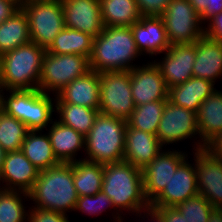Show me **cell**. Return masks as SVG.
<instances>
[{"label": "cell", "instance_id": "obj_1", "mask_svg": "<svg viewBox=\"0 0 222 222\" xmlns=\"http://www.w3.org/2000/svg\"><path fill=\"white\" fill-rule=\"evenodd\" d=\"M143 55L137 49L131 27H105L93 39L89 58L90 70L98 73L106 71H131L135 60Z\"/></svg>", "mask_w": 222, "mask_h": 222}, {"label": "cell", "instance_id": "obj_2", "mask_svg": "<svg viewBox=\"0 0 222 222\" xmlns=\"http://www.w3.org/2000/svg\"><path fill=\"white\" fill-rule=\"evenodd\" d=\"M102 191L124 218L150 205L144 193L142 170L124 160L103 165Z\"/></svg>", "mask_w": 222, "mask_h": 222}, {"label": "cell", "instance_id": "obj_3", "mask_svg": "<svg viewBox=\"0 0 222 222\" xmlns=\"http://www.w3.org/2000/svg\"><path fill=\"white\" fill-rule=\"evenodd\" d=\"M32 207L68 215L74 211L78 194L73 181L72 163H60L39 171L38 178L28 192Z\"/></svg>", "mask_w": 222, "mask_h": 222}, {"label": "cell", "instance_id": "obj_4", "mask_svg": "<svg viewBox=\"0 0 222 222\" xmlns=\"http://www.w3.org/2000/svg\"><path fill=\"white\" fill-rule=\"evenodd\" d=\"M45 54V48L30 41L1 55L3 89H38Z\"/></svg>", "mask_w": 222, "mask_h": 222}, {"label": "cell", "instance_id": "obj_5", "mask_svg": "<svg viewBox=\"0 0 222 222\" xmlns=\"http://www.w3.org/2000/svg\"><path fill=\"white\" fill-rule=\"evenodd\" d=\"M126 127L125 119L99 113L85 136L82 159L103 165L123 161Z\"/></svg>", "mask_w": 222, "mask_h": 222}, {"label": "cell", "instance_id": "obj_6", "mask_svg": "<svg viewBox=\"0 0 222 222\" xmlns=\"http://www.w3.org/2000/svg\"><path fill=\"white\" fill-rule=\"evenodd\" d=\"M52 96L39 89L4 90L3 111L25 124L28 130L44 131L56 115L55 96Z\"/></svg>", "mask_w": 222, "mask_h": 222}, {"label": "cell", "instance_id": "obj_7", "mask_svg": "<svg viewBox=\"0 0 222 222\" xmlns=\"http://www.w3.org/2000/svg\"><path fill=\"white\" fill-rule=\"evenodd\" d=\"M90 71L89 58L79 54H52L46 51L38 89L54 96L74 79Z\"/></svg>", "mask_w": 222, "mask_h": 222}, {"label": "cell", "instance_id": "obj_8", "mask_svg": "<svg viewBox=\"0 0 222 222\" xmlns=\"http://www.w3.org/2000/svg\"><path fill=\"white\" fill-rule=\"evenodd\" d=\"M156 136L164 147L170 144L177 145L182 141L186 142V139L191 141L195 138L192 142V151L202 149L196 112L174 105L168 100Z\"/></svg>", "mask_w": 222, "mask_h": 222}, {"label": "cell", "instance_id": "obj_9", "mask_svg": "<svg viewBox=\"0 0 222 222\" xmlns=\"http://www.w3.org/2000/svg\"><path fill=\"white\" fill-rule=\"evenodd\" d=\"M99 112L127 120L135 108L130 71L100 73Z\"/></svg>", "mask_w": 222, "mask_h": 222}, {"label": "cell", "instance_id": "obj_10", "mask_svg": "<svg viewBox=\"0 0 222 222\" xmlns=\"http://www.w3.org/2000/svg\"><path fill=\"white\" fill-rule=\"evenodd\" d=\"M161 18L170 45L192 44L204 36V23L188 0H171Z\"/></svg>", "mask_w": 222, "mask_h": 222}, {"label": "cell", "instance_id": "obj_11", "mask_svg": "<svg viewBox=\"0 0 222 222\" xmlns=\"http://www.w3.org/2000/svg\"><path fill=\"white\" fill-rule=\"evenodd\" d=\"M21 8L28 19L31 41L47 49L65 28L61 0L32 2Z\"/></svg>", "mask_w": 222, "mask_h": 222}, {"label": "cell", "instance_id": "obj_12", "mask_svg": "<svg viewBox=\"0 0 222 222\" xmlns=\"http://www.w3.org/2000/svg\"><path fill=\"white\" fill-rule=\"evenodd\" d=\"M188 154L192 155L185 150L166 147L142 169L144 193L150 204L163 192L178 165Z\"/></svg>", "mask_w": 222, "mask_h": 222}, {"label": "cell", "instance_id": "obj_13", "mask_svg": "<svg viewBox=\"0 0 222 222\" xmlns=\"http://www.w3.org/2000/svg\"><path fill=\"white\" fill-rule=\"evenodd\" d=\"M163 58L153 62L160 69L168 88L186 82L193 77V65L196 59V42L192 44H174L162 53Z\"/></svg>", "mask_w": 222, "mask_h": 222}, {"label": "cell", "instance_id": "obj_14", "mask_svg": "<svg viewBox=\"0 0 222 222\" xmlns=\"http://www.w3.org/2000/svg\"><path fill=\"white\" fill-rule=\"evenodd\" d=\"M198 193L214 208L222 209V159L215 158L205 148L192 151Z\"/></svg>", "mask_w": 222, "mask_h": 222}, {"label": "cell", "instance_id": "obj_15", "mask_svg": "<svg viewBox=\"0 0 222 222\" xmlns=\"http://www.w3.org/2000/svg\"><path fill=\"white\" fill-rule=\"evenodd\" d=\"M152 61V62H151ZM140 66L137 64L130 71L131 93L134 105H142L152 101L168 100L167 87L160 69L151 60Z\"/></svg>", "mask_w": 222, "mask_h": 222}, {"label": "cell", "instance_id": "obj_16", "mask_svg": "<svg viewBox=\"0 0 222 222\" xmlns=\"http://www.w3.org/2000/svg\"><path fill=\"white\" fill-rule=\"evenodd\" d=\"M186 157L177 167L163 192L150 204L158 207H176L198 194L195 164ZM192 162V163H191Z\"/></svg>", "mask_w": 222, "mask_h": 222}, {"label": "cell", "instance_id": "obj_17", "mask_svg": "<svg viewBox=\"0 0 222 222\" xmlns=\"http://www.w3.org/2000/svg\"><path fill=\"white\" fill-rule=\"evenodd\" d=\"M65 27L97 37L105 28L100 0H61Z\"/></svg>", "mask_w": 222, "mask_h": 222}, {"label": "cell", "instance_id": "obj_18", "mask_svg": "<svg viewBox=\"0 0 222 222\" xmlns=\"http://www.w3.org/2000/svg\"><path fill=\"white\" fill-rule=\"evenodd\" d=\"M39 170L20 151L7 152L0 171V188L29 192L38 178Z\"/></svg>", "mask_w": 222, "mask_h": 222}, {"label": "cell", "instance_id": "obj_19", "mask_svg": "<svg viewBox=\"0 0 222 222\" xmlns=\"http://www.w3.org/2000/svg\"><path fill=\"white\" fill-rule=\"evenodd\" d=\"M137 49L143 56L162 55L169 47L165 24L161 17L142 16L131 26Z\"/></svg>", "mask_w": 222, "mask_h": 222}, {"label": "cell", "instance_id": "obj_20", "mask_svg": "<svg viewBox=\"0 0 222 222\" xmlns=\"http://www.w3.org/2000/svg\"><path fill=\"white\" fill-rule=\"evenodd\" d=\"M100 73L90 70L55 95V103H69L99 110Z\"/></svg>", "mask_w": 222, "mask_h": 222}, {"label": "cell", "instance_id": "obj_21", "mask_svg": "<svg viewBox=\"0 0 222 222\" xmlns=\"http://www.w3.org/2000/svg\"><path fill=\"white\" fill-rule=\"evenodd\" d=\"M164 148L156 135L126 127L124 161L142 170Z\"/></svg>", "mask_w": 222, "mask_h": 222}, {"label": "cell", "instance_id": "obj_22", "mask_svg": "<svg viewBox=\"0 0 222 222\" xmlns=\"http://www.w3.org/2000/svg\"><path fill=\"white\" fill-rule=\"evenodd\" d=\"M50 126L45 130L49 136L56 159L60 163H73L82 159L80 157L77 159V155L80 150L84 155L85 136L75 129L60 123L56 118Z\"/></svg>", "mask_w": 222, "mask_h": 222}, {"label": "cell", "instance_id": "obj_23", "mask_svg": "<svg viewBox=\"0 0 222 222\" xmlns=\"http://www.w3.org/2000/svg\"><path fill=\"white\" fill-rule=\"evenodd\" d=\"M192 72L194 77L207 79L216 84L222 78V44L205 36L198 39Z\"/></svg>", "mask_w": 222, "mask_h": 222}, {"label": "cell", "instance_id": "obj_24", "mask_svg": "<svg viewBox=\"0 0 222 222\" xmlns=\"http://www.w3.org/2000/svg\"><path fill=\"white\" fill-rule=\"evenodd\" d=\"M215 90L217 89L212 81L193 76L184 83L170 87L168 101L197 113L202 101Z\"/></svg>", "mask_w": 222, "mask_h": 222}, {"label": "cell", "instance_id": "obj_25", "mask_svg": "<svg viewBox=\"0 0 222 222\" xmlns=\"http://www.w3.org/2000/svg\"><path fill=\"white\" fill-rule=\"evenodd\" d=\"M197 125L202 149L218 133L222 132V91L215 90L199 105Z\"/></svg>", "mask_w": 222, "mask_h": 222}, {"label": "cell", "instance_id": "obj_26", "mask_svg": "<svg viewBox=\"0 0 222 222\" xmlns=\"http://www.w3.org/2000/svg\"><path fill=\"white\" fill-rule=\"evenodd\" d=\"M43 132V130H29L21 147V151L39 171L60 164L55 157L47 132Z\"/></svg>", "mask_w": 222, "mask_h": 222}, {"label": "cell", "instance_id": "obj_27", "mask_svg": "<svg viewBox=\"0 0 222 222\" xmlns=\"http://www.w3.org/2000/svg\"><path fill=\"white\" fill-rule=\"evenodd\" d=\"M31 41L28 19L20 7L0 23V56Z\"/></svg>", "mask_w": 222, "mask_h": 222}, {"label": "cell", "instance_id": "obj_28", "mask_svg": "<svg viewBox=\"0 0 222 222\" xmlns=\"http://www.w3.org/2000/svg\"><path fill=\"white\" fill-rule=\"evenodd\" d=\"M105 27H131L142 14L136 0H100Z\"/></svg>", "mask_w": 222, "mask_h": 222}, {"label": "cell", "instance_id": "obj_29", "mask_svg": "<svg viewBox=\"0 0 222 222\" xmlns=\"http://www.w3.org/2000/svg\"><path fill=\"white\" fill-rule=\"evenodd\" d=\"M93 39L90 34L65 27L46 51L52 54H79L90 58Z\"/></svg>", "mask_w": 222, "mask_h": 222}, {"label": "cell", "instance_id": "obj_30", "mask_svg": "<svg viewBox=\"0 0 222 222\" xmlns=\"http://www.w3.org/2000/svg\"><path fill=\"white\" fill-rule=\"evenodd\" d=\"M72 166L78 197L92 196L102 191L103 164L80 159Z\"/></svg>", "mask_w": 222, "mask_h": 222}, {"label": "cell", "instance_id": "obj_31", "mask_svg": "<svg viewBox=\"0 0 222 222\" xmlns=\"http://www.w3.org/2000/svg\"><path fill=\"white\" fill-rule=\"evenodd\" d=\"M55 112L60 123L75 129L83 136L90 132L100 113L99 110L69 103H55Z\"/></svg>", "mask_w": 222, "mask_h": 222}, {"label": "cell", "instance_id": "obj_32", "mask_svg": "<svg viewBox=\"0 0 222 222\" xmlns=\"http://www.w3.org/2000/svg\"><path fill=\"white\" fill-rule=\"evenodd\" d=\"M166 102L160 100L136 105L126 120L127 126L156 135Z\"/></svg>", "mask_w": 222, "mask_h": 222}, {"label": "cell", "instance_id": "obj_33", "mask_svg": "<svg viewBox=\"0 0 222 222\" xmlns=\"http://www.w3.org/2000/svg\"><path fill=\"white\" fill-rule=\"evenodd\" d=\"M28 199L25 191L0 188V222H27L29 206H25V202Z\"/></svg>", "mask_w": 222, "mask_h": 222}, {"label": "cell", "instance_id": "obj_34", "mask_svg": "<svg viewBox=\"0 0 222 222\" xmlns=\"http://www.w3.org/2000/svg\"><path fill=\"white\" fill-rule=\"evenodd\" d=\"M28 131L26 125L12 115L0 113V145L6 153L20 151Z\"/></svg>", "mask_w": 222, "mask_h": 222}, {"label": "cell", "instance_id": "obj_35", "mask_svg": "<svg viewBox=\"0 0 222 222\" xmlns=\"http://www.w3.org/2000/svg\"><path fill=\"white\" fill-rule=\"evenodd\" d=\"M108 208L110 211L111 216L113 219H110L113 222H125L122 216L113 206L112 200L103 192L100 191L95 195L92 196H81L78 197V200L76 201V205L74 208V212H78L81 214H85L88 216H95L103 215L102 213L108 211ZM113 209V210H112ZM123 218V219H122Z\"/></svg>", "mask_w": 222, "mask_h": 222}, {"label": "cell", "instance_id": "obj_36", "mask_svg": "<svg viewBox=\"0 0 222 222\" xmlns=\"http://www.w3.org/2000/svg\"><path fill=\"white\" fill-rule=\"evenodd\" d=\"M187 222H208L214 207L201 194L190 197L176 206Z\"/></svg>", "mask_w": 222, "mask_h": 222}, {"label": "cell", "instance_id": "obj_37", "mask_svg": "<svg viewBox=\"0 0 222 222\" xmlns=\"http://www.w3.org/2000/svg\"><path fill=\"white\" fill-rule=\"evenodd\" d=\"M27 222H71L69 215L52 210H44L36 207H28Z\"/></svg>", "mask_w": 222, "mask_h": 222}, {"label": "cell", "instance_id": "obj_38", "mask_svg": "<svg viewBox=\"0 0 222 222\" xmlns=\"http://www.w3.org/2000/svg\"><path fill=\"white\" fill-rule=\"evenodd\" d=\"M171 0H136L142 16L161 17Z\"/></svg>", "mask_w": 222, "mask_h": 222}, {"label": "cell", "instance_id": "obj_39", "mask_svg": "<svg viewBox=\"0 0 222 222\" xmlns=\"http://www.w3.org/2000/svg\"><path fill=\"white\" fill-rule=\"evenodd\" d=\"M204 36L222 44V12L214 15L204 24Z\"/></svg>", "mask_w": 222, "mask_h": 222}, {"label": "cell", "instance_id": "obj_40", "mask_svg": "<svg viewBox=\"0 0 222 222\" xmlns=\"http://www.w3.org/2000/svg\"><path fill=\"white\" fill-rule=\"evenodd\" d=\"M132 215L136 216L135 219L139 218L136 219V221L138 220L139 222H146V220L147 222H165L163 214L157 208L151 205L144 209H141L140 211H137L135 214H131V216Z\"/></svg>", "mask_w": 222, "mask_h": 222}, {"label": "cell", "instance_id": "obj_41", "mask_svg": "<svg viewBox=\"0 0 222 222\" xmlns=\"http://www.w3.org/2000/svg\"><path fill=\"white\" fill-rule=\"evenodd\" d=\"M220 12H222V0H207V7L200 14V19L205 24L210 18Z\"/></svg>", "mask_w": 222, "mask_h": 222}, {"label": "cell", "instance_id": "obj_42", "mask_svg": "<svg viewBox=\"0 0 222 222\" xmlns=\"http://www.w3.org/2000/svg\"><path fill=\"white\" fill-rule=\"evenodd\" d=\"M205 149L215 158L222 159V132L214 136L206 145Z\"/></svg>", "mask_w": 222, "mask_h": 222}, {"label": "cell", "instance_id": "obj_43", "mask_svg": "<svg viewBox=\"0 0 222 222\" xmlns=\"http://www.w3.org/2000/svg\"><path fill=\"white\" fill-rule=\"evenodd\" d=\"M157 209L163 214L165 222H187L176 207H158Z\"/></svg>", "mask_w": 222, "mask_h": 222}, {"label": "cell", "instance_id": "obj_44", "mask_svg": "<svg viewBox=\"0 0 222 222\" xmlns=\"http://www.w3.org/2000/svg\"><path fill=\"white\" fill-rule=\"evenodd\" d=\"M20 6L13 0H0V23L8 19Z\"/></svg>", "mask_w": 222, "mask_h": 222}, {"label": "cell", "instance_id": "obj_45", "mask_svg": "<svg viewBox=\"0 0 222 222\" xmlns=\"http://www.w3.org/2000/svg\"><path fill=\"white\" fill-rule=\"evenodd\" d=\"M194 7L196 12L200 15L207 7V0H188Z\"/></svg>", "mask_w": 222, "mask_h": 222}, {"label": "cell", "instance_id": "obj_46", "mask_svg": "<svg viewBox=\"0 0 222 222\" xmlns=\"http://www.w3.org/2000/svg\"><path fill=\"white\" fill-rule=\"evenodd\" d=\"M208 222H222V209L214 208Z\"/></svg>", "mask_w": 222, "mask_h": 222}, {"label": "cell", "instance_id": "obj_47", "mask_svg": "<svg viewBox=\"0 0 222 222\" xmlns=\"http://www.w3.org/2000/svg\"><path fill=\"white\" fill-rule=\"evenodd\" d=\"M5 155H6V152L3 150L2 146L0 145V171L3 167V161L5 159Z\"/></svg>", "mask_w": 222, "mask_h": 222}, {"label": "cell", "instance_id": "obj_48", "mask_svg": "<svg viewBox=\"0 0 222 222\" xmlns=\"http://www.w3.org/2000/svg\"><path fill=\"white\" fill-rule=\"evenodd\" d=\"M3 92H4L3 87H0V113L3 111V106H2V103H3Z\"/></svg>", "mask_w": 222, "mask_h": 222}, {"label": "cell", "instance_id": "obj_49", "mask_svg": "<svg viewBox=\"0 0 222 222\" xmlns=\"http://www.w3.org/2000/svg\"><path fill=\"white\" fill-rule=\"evenodd\" d=\"M42 1H52V0H23V5H26L32 2H42Z\"/></svg>", "mask_w": 222, "mask_h": 222}, {"label": "cell", "instance_id": "obj_50", "mask_svg": "<svg viewBox=\"0 0 222 222\" xmlns=\"http://www.w3.org/2000/svg\"><path fill=\"white\" fill-rule=\"evenodd\" d=\"M16 4H18L20 7L23 6V0H13Z\"/></svg>", "mask_w": 222, "mask_h": 222}, {"label": "cell", "instance_id": "obj_51", "mask_svg": "<svg viewBox=\"0 0 222 222\" xmlns=\"http://www.w3.org/2000/svg\"><path fill=\"white\" fill-rule=\"evenodd\" d=\"M0 87H2V80H1V56H0Z\"/></svg>", "mask_w": 222, "mask_h": 222}]
</instances>
